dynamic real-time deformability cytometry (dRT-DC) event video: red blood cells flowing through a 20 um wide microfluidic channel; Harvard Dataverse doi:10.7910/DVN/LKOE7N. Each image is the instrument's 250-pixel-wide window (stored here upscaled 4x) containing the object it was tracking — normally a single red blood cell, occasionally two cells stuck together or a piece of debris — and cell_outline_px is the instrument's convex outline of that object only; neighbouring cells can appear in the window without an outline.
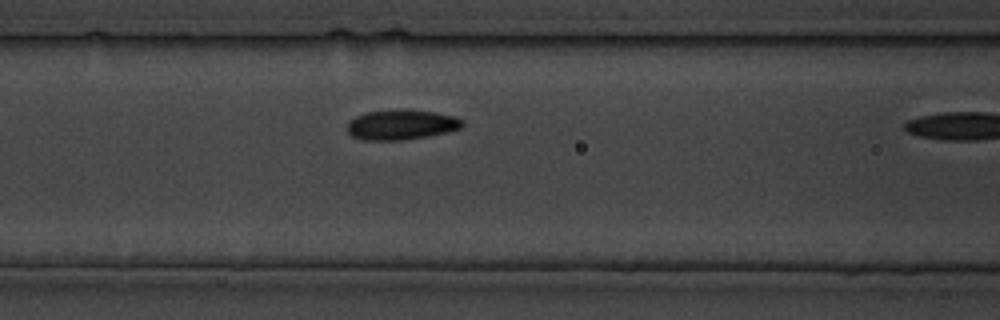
{"species": "common noctule bat (a hibernating species)", "species_latin": "Nyctalus noctula", "temperature_condition": "cold", "stored_images_in_passage": 5, "camera_frame_rate_fps": 3000, "um_per_image_px": 0.085, "animal": {"sex": "male", "body_mass_g": 19.5, "forearm_length_mm": 54.6}, "frame": {"image": 1, "passage_image": 4, "time_ms": 4.333, "image_size_px": [1000, 320], "cell_outline_px": [[464, 124], [460, 128], [448, 132], [428, 136], [404, 140], [364, 140], [352, 136], [348, 132], [348, 124], [356, 116], [364, 112], [396, 108], [408, 108], [432, 112], [452, 116], [460, 120]], "centroid_in_image_um": [34.08, 10.58], "position_along_channel_um": 132.5, "area_um2": 20.29}}